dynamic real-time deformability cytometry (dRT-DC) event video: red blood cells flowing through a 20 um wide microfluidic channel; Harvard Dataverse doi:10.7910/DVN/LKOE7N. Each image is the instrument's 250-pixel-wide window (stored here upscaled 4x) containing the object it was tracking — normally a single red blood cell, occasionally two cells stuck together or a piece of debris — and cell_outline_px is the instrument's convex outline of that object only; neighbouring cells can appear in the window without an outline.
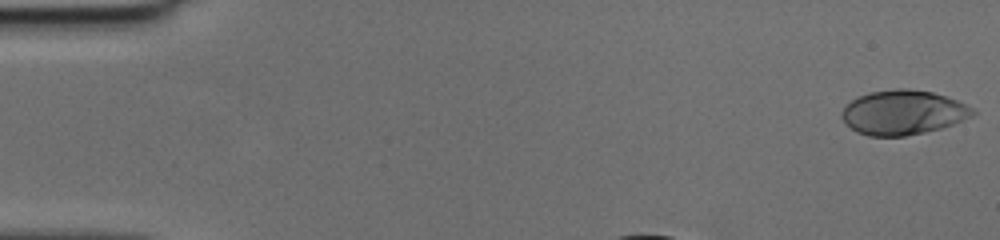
{"species": "human", "species_latin": "Homo sapiens", "temperature_condition": "cold", "stored_images_in_passage": 32, "camera_frame_rate_fps": 3000, "um_per_image_px": 0.085, "donor": {"sex": "female"}, "frame": {"image": 1, "passage_image": 1, "time_ms": 0.0, "image_size_px": [1000, 240], "cell_outline_px": [[976, 112], [972, 116], [952, 124], [940, 128], [924, 132], [904, 136], [868, 136], [856, 132], [840, 116], [840, 112], [856, 96], [872, 92], [900, 88], [908, 88], [932, 92], [948, 96], [972, 108]], "centroid_in_image_um": [76.74, 9.55], "position_along_channel_um": 8.3, "area_um2": 33.76}}
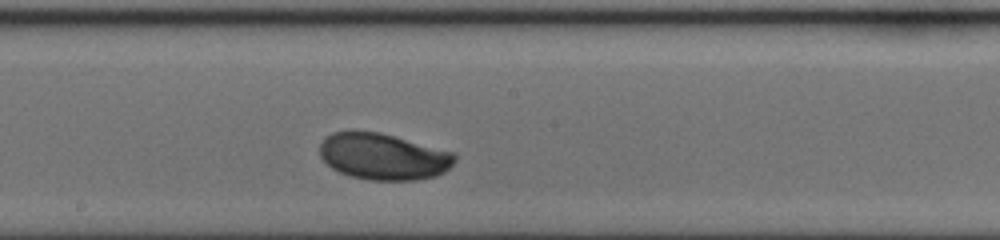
{"frame": {"image": 2, "passage_image": 20, "time_ms": 6.333, "image_size_px": [1000, 240], "cell_outline_px": [[456, 160], [444, 172], [436, 176], [416, 180], [368, 180], [352, 176], [340, 172], [332, 168], [320, 156], [320, 144], [332, 132], [352, 128], [380, 132], [452, 152], [456, 156]], "centroid_in_image_um": [32.54, 13.28], "position_along_channel_um": 215.7, "area_um2": 36.76}}
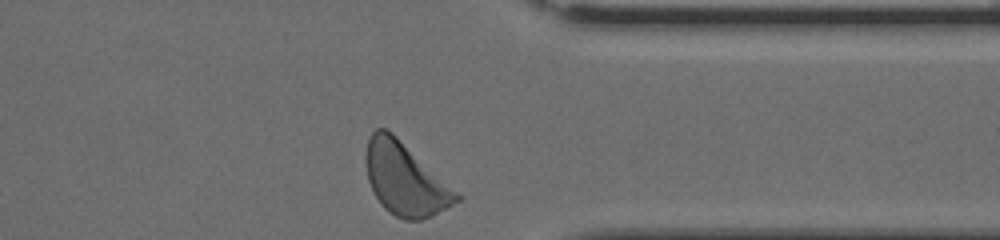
{"frame": {"image": 3, "passage_image": 32, "time_ms": 10.333, "image_size_px": [1000, 240], "cell_outline_px": [[460, 200], [432, 216], [420, 220], [404, 220], [388, 212], [380, 204], [372, 192], [368, 180], [364, 156], [368, 136], [376, 128], [384, 128], [392, 132], [460, 196]], "centroid_in_image_um": [34.35, 15.23], "position_along_channel_um": 377.0, "area_um2": 37.74}}